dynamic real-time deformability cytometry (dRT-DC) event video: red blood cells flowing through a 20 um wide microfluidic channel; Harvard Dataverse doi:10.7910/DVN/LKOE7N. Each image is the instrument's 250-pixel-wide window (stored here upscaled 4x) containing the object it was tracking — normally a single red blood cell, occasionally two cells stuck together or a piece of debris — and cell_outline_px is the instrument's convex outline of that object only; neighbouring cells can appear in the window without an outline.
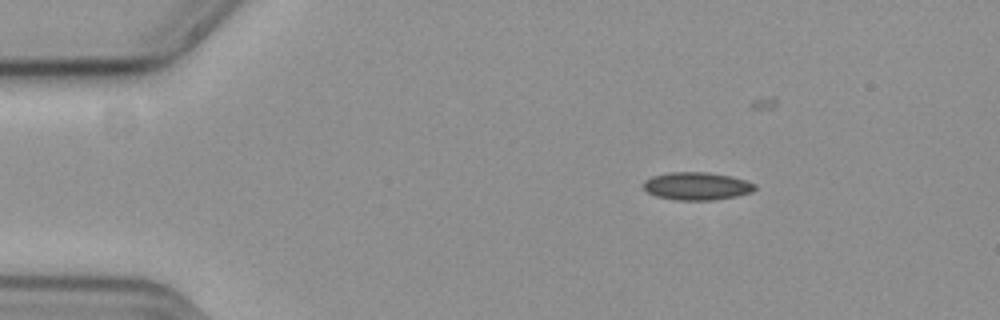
{"species": "common noctule bat (a hibernating species)", "species_latin": "Nyctalus noctula", "temperature_condition": "cold", "stored_images_in_passage": 12, "camera_frame_rate_fps": 3000, "um_per_image_px": 0.085, "animal": {"sex": "female", "body_mass_g": 19.3, "forearm_length_mm": 54.1}, "frame": {"image": 1, "passage_image": 1, "time_ms": 0.0, "image_size_px": [1000, 320], "cell_outline_px": [[756, 188], [752, 192], [736, 196], [712, 200], [676, 200], [656, 196], [648, 192], [644, 188], [644, 180], [652, 176], [668, 172], [708, 172], [728, 176], [744, 180], [756, 184]], "centroid_in_image_um": [59.21, 15.82], "position_along_channel_um": 25.8, "area_um2": 17.98}}
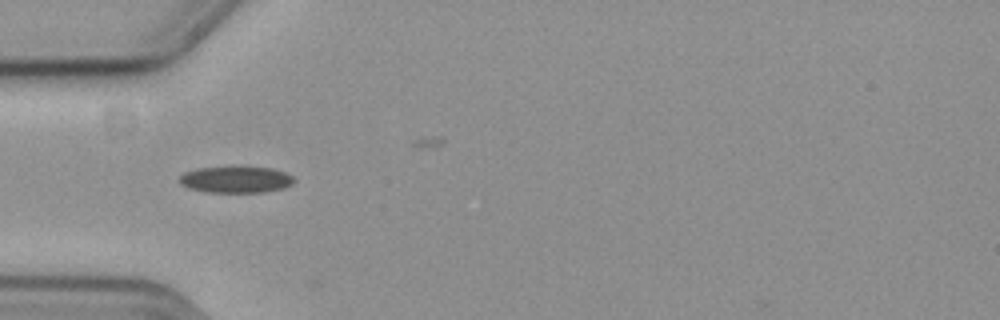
{"frame": {"image": 2, "passage_image": 10, "time_ms": 3.0, "image_size_px": [1000, 320], "cell_outline_px": [[296, 180], [292, 184], [284, 188], [264, 192], [204, 192], [188, 188], [180, 184], [180, 176], [184, 172], [196, 168], [232, 164], [272, 168], [284, 172], [292, 176]], "centroid_in_image_um": [20.03, 15.22], "position_along_channel_um": 65.0, "area_um2": 18.55}}